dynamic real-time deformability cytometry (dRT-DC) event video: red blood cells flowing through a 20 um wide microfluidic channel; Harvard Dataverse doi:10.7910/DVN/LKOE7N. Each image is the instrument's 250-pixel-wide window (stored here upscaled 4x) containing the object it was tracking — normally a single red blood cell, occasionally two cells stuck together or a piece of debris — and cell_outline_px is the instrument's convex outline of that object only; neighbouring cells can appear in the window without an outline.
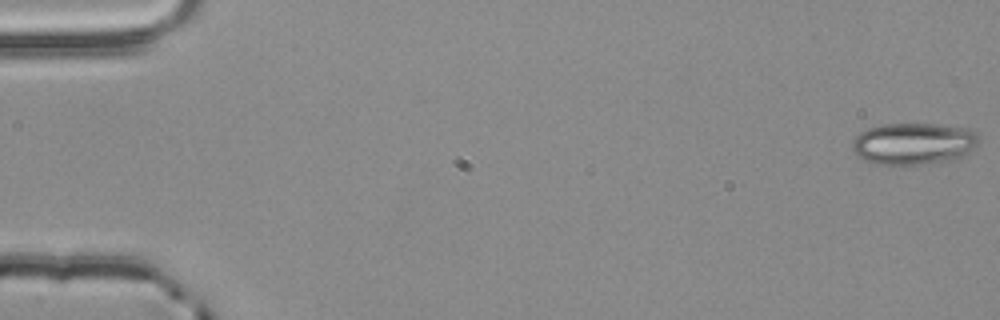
{"species": "common noctule bat (a hibernating species)", "species_latin": "Nyctalus noctula", "temperature_condition": "room temperature", "stored_images_in_passage": 5, "camera_frame_rate_fps": 3000, "um_per_image_px": 0.085, "animal": {"sex": "male", "body_mass_g": 20.4}, "frame": {"image": 1, "passage_image": 5, "time_ms": 1.333, "image_size_px": [1000, 320], "cell_outline_px": [[976, 144], [964, 156], [956, 160], [936, 164], [876, 164], [864, 160], [856, 156], [852, 148], [852, 140], [860, 132], [868, 128], [884, 124], [940, 124], [972, 128], [976, 132]], "centroid_in_image_um": [77.66, 12.22], "position_along_channel_um": 7.3, "area_um2": 31.21}}